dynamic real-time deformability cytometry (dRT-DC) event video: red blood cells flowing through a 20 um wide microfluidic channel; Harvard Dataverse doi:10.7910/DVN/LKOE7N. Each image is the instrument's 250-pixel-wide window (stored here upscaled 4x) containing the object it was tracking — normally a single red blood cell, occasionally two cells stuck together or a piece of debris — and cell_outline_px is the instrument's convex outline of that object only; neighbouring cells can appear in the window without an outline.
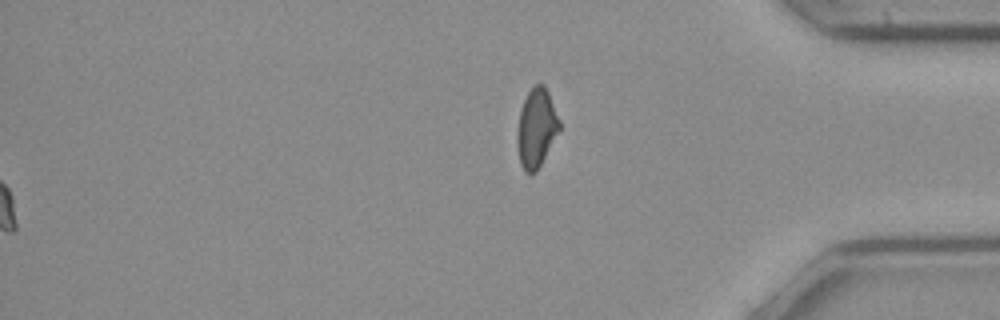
{"species": "common noctule bat (a hibernating species)", "species_latin": "Nyctalus noctula", "temperature_condition": "cold", "stored_images_in_passage": 47, "segment_of_instrument_passage": [2, 2], "camera_frame_rate_fps": 3000, "um_per_image_px": 0.085, "animal": {"sex": "female", "body_mass_g": 21.9}, "frame": {"image": 1, "passage_image": 47, "time_ms": 15.333, "image_size_px": [1000, 320], "cell_outline_px": [[560, 128], [536, 172], [524, 172], [520, 164], [516, 144], [516, 136], [520, 108], [528, 92], [536, 84], [544, 84], [548, 92], [560, 120]], "centroid_in_image_um": [45.57, 10.88], "position_along_channel_um": 389.6, "area_um2": 19.25}}